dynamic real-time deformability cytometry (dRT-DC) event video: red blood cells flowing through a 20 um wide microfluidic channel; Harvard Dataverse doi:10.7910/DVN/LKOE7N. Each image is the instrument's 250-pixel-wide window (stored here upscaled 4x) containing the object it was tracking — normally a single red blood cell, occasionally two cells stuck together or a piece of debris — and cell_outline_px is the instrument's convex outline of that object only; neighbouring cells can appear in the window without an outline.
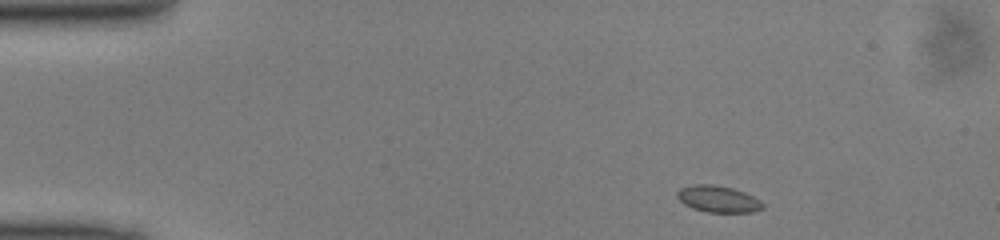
{"species": "common noctule bat (a hibernating species)", "species_latin": "Nyctalus noctula", "temperature_condition": "cold", "stored_images_in_passage": 43, "camera_frame_rate_fps": 3000, "um_per_image_px": 0.085, "animal": {"sex": "male", "body_mass_g": 13.0, "forearm_length_mm": 53.1}, "frame": {"image": 1, "passage_image": 1, "time_ms": 0.0, "image_size_px": [1000, 240], "cell_outline_px": [[764, 208], [752, 212], [708, 212], [692, 208], [684, 204], [676, 196], [676, 192], [680, 188], [692, 184], [712, 184], [732, 188], [744, 192], [760, 200], [764, 204]], "centroid_in_image_um": [61.02, 16.91], "position_along_channel_um": 24.0, "area_um2": 13.29}}
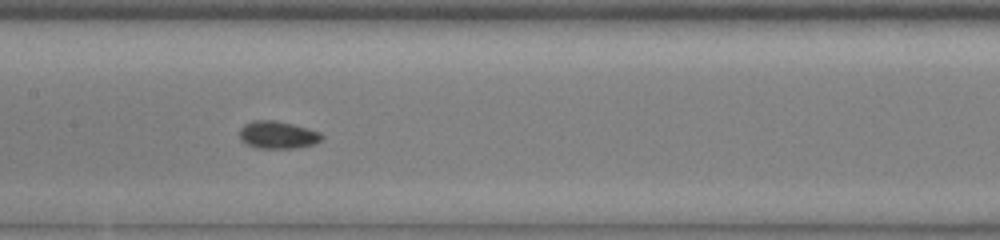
{"frame": {"image": 2, "passage_image": 18, "time_ms": 5.667, "image_size_px": [1000, 240], "cell_outline_px": [[324, 136], [320, 140], [312, 144], [296, 148], [256, 148], [240, 140], [240, 128], [244, 124], [252, 120], [272, 120], [292, 124], [308, 128], [320, 132]], "centroid_in_image_um": [23.58, 11.46], "position_along_channel_um": 183.8, "area_um2": 13.12}}
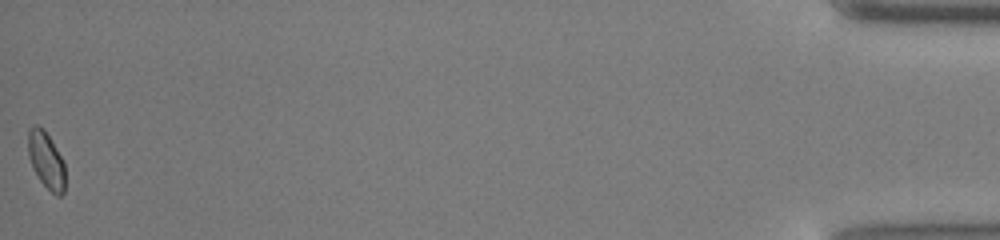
{"frame": {"image": 3, "passage_image": 43, "time_ms": 14.0, "image_size_px": [1000, 240], "cell_outline_px": [[64, 192], [60, 196], [56, 196], [40, 180], [32, 168], [28, 156], [28, 128], [36, 124], [44, 128], [60, 156], [64, 164]], "centroid_in_image_um": [3.89, 13.59], "position_along_channel_um": 431.3, "area_um2": 12.14}}